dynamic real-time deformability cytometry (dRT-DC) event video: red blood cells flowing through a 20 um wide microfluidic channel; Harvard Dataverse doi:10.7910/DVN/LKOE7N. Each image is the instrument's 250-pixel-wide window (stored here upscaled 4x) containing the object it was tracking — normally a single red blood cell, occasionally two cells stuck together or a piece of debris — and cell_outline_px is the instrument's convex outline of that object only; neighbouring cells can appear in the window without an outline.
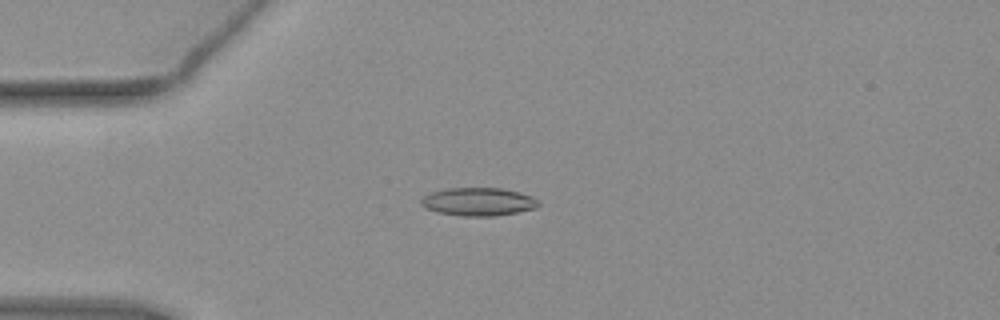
{"species": "common noctule bat (a hibernating species)", "species_latin": "Nyctalus noctula", "temperature_condition": "warm", "stored_images_in_passage": 48, "camera_frame_rate_fps": 3000, "um_per_image_px": 0.085, "animal": {"sex": "female", "body_mass_g": 19.3, "forearm_length_mm": 54.1}, "frame": {"image": 1, "passage_image": 8, "time_ms": 2.333, "image_size_px": [1000, 320], "cell_outline_px": [[540, 204], [536, 208], [496, 216], [460, 216], [436, 212], [424, 208], [420, 204], [420, 200], [424, 196], [432, 192], [448, 188], [500, 188], [520, 192], [532, 196]], "centroid_in_image_um": [40.63, 17.15], "position_along_channel_um": 44.4, "area_um2": 19.31}}
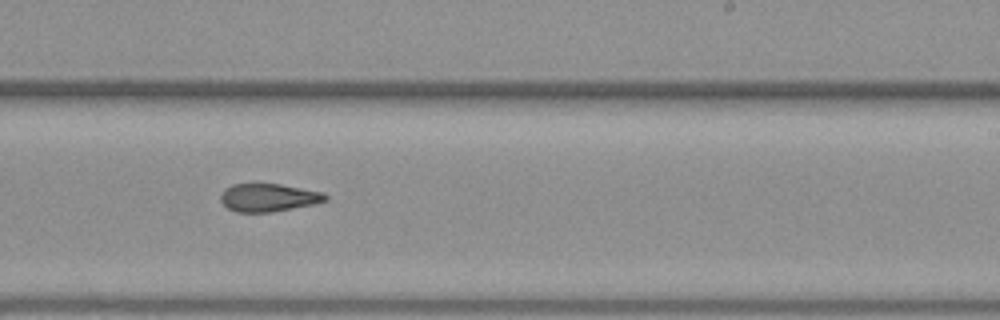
{"frame": {"image": 2, "passage_image": 27, "time_ms": 8.667, "image_size_px": [1000, 320], "cell_outline_px": [[328, 200], [316, 204], [272, 212], [236, 212], [228, 208], [220, 200], [220, 196], [224, 188], [232, 184], [280, 184], [324, 192], [328, 196]], "centroid_in_image_um": [22.84, 16.79], "position_along_channel_um": 266.2, "area_um2": 17.22}}
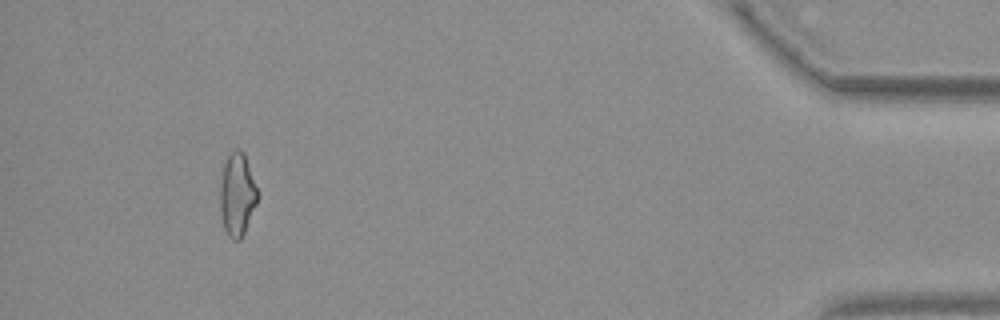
{"frame": {"image": 3, "passage_image": 44, "time_ms": 14.333, "image_size_px": [1000, 320], "cell_outline_px": [[256, 204], [244, 232], [240, 240], [232, 240], [228, 236], [224, 228], [220, 212], [220, 184], [224, 164], [228, 152], [236, 148], [240, 148], [244, 152], [256, 188]], "centroid_in_image_um": [20.12, 16.51], "position_along_channel_um": 415.1, "area_um2": 17.92}, "authors_computed_cell_mechanics": {"area_um2": 18.0047, "velocity_mm_per_s": 3.8415, "shape_relaxation_time_tau1_ms": 10.173, "shape_relaxation_time_tau2_ms": 3.1531, "deformation_change_tau1": 0.2529, "deformation_change_tau2": 0.1214}}